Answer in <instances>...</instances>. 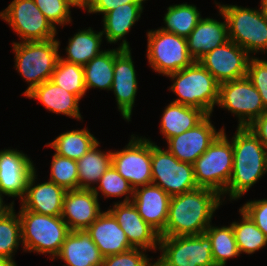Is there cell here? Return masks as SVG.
Wrapping results in <instances>:
<instances>
[{
  "label": "cell",
  "instance_id": "2e32d148",
  "mask_svg": "<svg viewBox=\"0 0 267 266\" xmlns=\"http://www.w3.org/2000/svg\"><path fill=\"white\" fill-rule=\"evenodd\" d=\"M34 170L35 166L27 154L17 149L0 151V195L19 197L22 200L28 178Z\"/></svg>",
  "mask_w": 267,
  "mask_h": 266
},
{
  "label": "cell",
  "instance_id": "52a82bcc",
  "mask_svg": "<svg viewBox=\"0 0 267 266\" xmlns=\"http://www.w3.org/2000/svg\"><path fill=\"white\" fill-rule=\"evenodd\" d=\"M195 181L200 188H209L222 195L231 179L233 146L223 132L194 162Z\"/></svg>",
  "mask_w": 267,
  "mask_h": 266
},
{
  "label": "cell",
  "instance_id": "ee69618b",
  "mask_svg": "<svg viewBox=\"0 0 267 266\" xmlns=\"http://www.w3.org/2000/svg\"><path fill=\"white\" fill-rule=\"evenodd\" d=\"M248 128L256 135L263 146L267 149V111L256 118Z\"/></svg>",
  "mask_w": 267,
  "mask_h": 266
},
{
  "label": "cell",
  "instance_id": "7c38bea8",
  "mask_svg": "<svg viewBox=\"0 0 267 266\" xmlns=\"http://www.w3.org/2000/svg\"><path fill=\"white\" fill-rule=\"evenodd\" d=\"M217 105L235 114L239 127L249 126L267 111L259 92L247 76L219 84Z\"/></svg>",
  "mask_w": 267,
  "mask_h": 266
},
{
  "label": "cell",
  "instance_id": "e0dca14e",
  "mask_svg": "<svg viewBox=\"0 0 267 266\" xmlns=\"http://www.w3.org/2000/svg\"><path fill=\"white\" fill-rule=\"evenodd\" d=\"M108 211L115 217L134 248L149 251L159 249V233L143 220L132 201H119Z\"/></svg>",
  "mask_w": 267,
  "mask_h": 266
},
{
  "label": "cell",
  "instance_id": "603a6c76",
  "mask_svg": "<svg viewBox=\"0 0 267 266\" xmlns=\"http://www.w3.org/2000/svg\"><path fill=\"white\" fill-rule=\"evenodd\" d=\"M224 22L213 18H201L196 27L186 38L189 55L198 61L201 57L229 41L227 22L219 10Z\"/></svg>",
  "mask_w": 267,
  "mask_h": 266
},
{
  "label": "cell",
  "instance_id": "ba28073f",
  "mask_svg": "<svg viewBox=\"0 0 267 266\" xmlns=\"http://www.w3.org/2000/svg\"><path fill=\"white\" fill-rule=\"evenodd\" d=\"M152 183L174 196L193 191L198 187L192 164L179 161L167 149L162 150L151 141Z\"/></svg>",
  "mask_w": 267,
  "mask_h": 266
},
{
  "label": "cell",
  "instance_id": "277c9868",
  "mask_svg": "<svg viewBox=\"0 0 267 266\" xmlns=\"http://www.w3.org/2000/svg\"><path fill=\"white\" fill-rule=\"evenodd\" d=\"M22 246L24 251L50 254L56 259L67 235L71 232L61 216L38 214L21 209Z\"/></svg>",
  "mask_w": 267,
  "mask_h": 266
},
{
  "label": "cell",
  "instance_id": "f6af8a7d",
  "mask_svg": "<svg viewBox=\"0 0 267 266\" xmlns=\"http://www.w3.org/2000/svg\"><path fill=\"white\" fill-rule=\"evenodd\" d=\"M0 266H17L12 260L0 255Z\"/></svg>",
  "mask_w": 267,
  "mask_h": 266
},
{
  "label": "cell",
  "instance_id": "f1b7e54d",
  "mask_svg": "<svg viewBox=\"0 0 267 266\" xmlns=\"http://www.w3.org/2000/svg\"><path fill=\"white\" fill-rule=\"evenodd\" d=\"M102 36V31L96 33L91 27L78 31L69 39L68 46L65 48L67 58L60 56V59L69 63L86 65L103 52L100 50Z\"/></svg>",
  "mask_w": 267,
  "mask_h": 266
},
{
  "label": "cell",
  "instance_id": "4dcf8cb0",
  "mask_svg": "<svg viewBox=\"0 0 267 266\" xmlns=\"http://www.w3.org/2000/svg\"><path fill=\"white\" fill-rule=\"evenodd\" d=\"M98 142L87 128H83L61 133L46 145L53 148L57 155L77 161Z\"/></svg>",
  "mask_w": 267,
  "mask_h": 266
},
{
  "label": "cell",
  "instance_id": "74e56055",
  "mask_svg": "<svg viewBox=\"0 0 267 266\" xmlns=\"http://www.w3.org/2000/svg\"><path fill=\"white\" fill-rule=\"evenodd\" d=\"M49 181L67 190L79 189L77 161L53 155Z\"/></svg>",
  "mask_w": 267,
  "mask_h": 266
},
{
  "label": "cell",
  "instance_id": "d6a6232c",
  "mask_svg": "<svg viewBox=\"0 0 267 266\" xmlns=\"http://www.w3.org/2000/svg\"><path fill=\"white\" fill-rule=\"evenodd\" d=\"M205 234L211 240L212 257L216 266H225L229 258L240 255L232 224L221 227L210 224Z\"/></svg>",
  "mask_w": 267,
  "mask_h": 266
},
{
  "label": "cell",
  "instance_id": "681fc988",
  "mask_svg": "<svg viewBox=\"0 0 267 266\" xmlns=\"http://www.w3.org/2000/svg\"><path fill=\"white\" fill-rule=\"evenodd\" d=\"M151 266H161L156 261Z\"/></svg>",
  "mask_w": 267,
  "mask_h": 266
},
{
  "label": "cell",
  "instance_id": "9a60e30c",
  "mask_svg": "<svg viewBox=\"0 0 267 266\" xmlns=\"http://www.w3.org/2000/svg\"><path fill=\"white\" fill-rule=\"evenodd\" d=\"M207 115L194 128L180 135L167 139V150L179 161L194 164V162L207 150L213 141L223 132H218Z\"/></svg>",
  "mask_w": 267,
  "mask_h": 266
},
{
  "label": "cell",
  "instance_id": "c3c4849f",
  "mask_svg": "<svg viewBox=\"0 0 267 266\" xmlns=\"http://www.w3.org/2000/svg\"><path fill=\"white\" fill-rule=\"evenodd\" d=\"M261 9L267 13V0H261Z\"/></svg>",
  "mask_w": 267,
  "mask_h": 266
},
{
  "label": "cell",
  "instance_id": "30bf717a",
  "mask_svg": "<svg viewBox=\"0 0 267 266\" xmlns=\"http://www.w3.org/2000/svg\"><path fill=\"white\" fill-rule=\"evenodd\" d=\"M161 266H216L212 257L211 240L204 233L191 236L160 237Z\"/></svg>",
  "mask_w": 267,
  "mask_h": 266
},
{
  "label": "cell",
  "instance_id": "e575fe53",
  "mask_svg": "<svg viewBox=\"0 0 267 266\" xmlns=\"http://www.w3.org/2000/svg\"><path fill=\"white\" fill-rule=\"evenodd\" d=\"M21 222L14 212V206L0 214V255L13 260V255L22 243Z\"/></svg>",
  "mask_w": 267,
  "mask_h": 266
},
{
  "label": "cell",
  "instance_id": "44dd1931",
  "mask_svg": "<svg viewBox=\"0 0 267 266\" xmlns=\"http://www.w3.org/2000/svg\"><path fill=\"white\" fill-rule=\"evenodd\" d=\"M171 196L153 183L134 189L132 203L143 220L159 234L165 229Z\"/></svg>",
  "mask_w": 267,
  "mask_h": 266
},
{
  "label": "cell",
  "instance_id": "ffe728a7",
  "mask_svg": "<svg viewBox=\"0 0 267 266\" xmlns=\"http://www.w3.org/2000/svg\"><path fill=\"white\" fill-rule=\"evenodd\" d=\"M36 176L35 169L28 178L20 208L38 214L61 216L66 190L49 180L35 185Z\"/></svg>",
  "mask_w": 267,
  "mask_h": 266
},
{
  "label": "cell",
  "instance_id": "b9f144b4",
  "mask_svg": "<svg viewBox=\"0 0 267 266\" xmlns=\"http://www.w3.org/2000/svg\"><path fill=\"white\" fill-rule=\"evenodd\" d=\"M267 237V199L246 202L240 207Z\"/></svg>",
  "mask_w": 267,
  "mask_h": 266
},
{
  "label": "cell",
  "instance_id": "9c48e42d",
  "mask_svg": "<svg viewBox=\"0 0 267 266\" xmlns=\"http://www.w3.org/2000/svg\"><path fill=\"white\" fill-rule=\"evenodd\" d=\"M147 37V59L155 72L167 76L194 62L186 38L161 29L149 30Z\"/></svg>",
  "mask_w": 267,
  "mask_h": 266
},
{
  "label": "cell",
  "instance_id": "1f68e13d",
  "mask_svg": "<svg viewBox=\"0 0 267 266\" xmlns=\"http://www.w3.org/2000/svg\"><path fill=\"white\" fill-rule=\"evenodd\" d=\"M201 18L195 5L187 3L170 5L163 19L165 26L159 29L187 38Z\"/></svg>",
  "mask_w": 267,
  "mask_h": 266
},
{
  "label": "cell",
  "instance_id": "f546056e",
  "mask_svg": "<svg viewBox=\"0 0 267 266\" xmlns=\"http://www.w3.org/2000/svg\"><path fill=\"white\" fill-rule=\"evenodd\" d=\"M121 48L104 50L83 66L86 90L98 88L111 90L113 84L114 59Z\"/></svg>",
  "mask_w": 267,
  "mask_h": 266
},
{
  "label": "cell",
  "instance_id": "8992f818",
  "mask_svg": "<svg viewBox=\"0 0 267 266\" xmlns=\"http://www.w3.org/2000/svg\"><path fill=\"white\" fill-rule=\"evenodd\" d=\"M227 22L229 40L249 55L267 52V13L237 5L216 3Z\"/></svg>",
  "mask_w": 267,
  "mask_h": 266
},
{
  "label": "cell",
  "instance_id": "d4e9b609",
  "mask_svg": "<svg viewBox=\"0 0 267 266\" xmlns=\"http://www.w3.org/2000/svg\"><path fill=\"white\" fill-rule=\"evenodd\" d=\"M25 97L37 99L52 113L63 114L78 120L82 119L79 110V101L81 99L56 85L51 80L38 85Z\"/></svg>",
  "mask_w": 267,
  "mask_h": 266
},
{
  "label": "cell",
  "instance_id": "d590c367",
  "mask_svg": "<svg viewBox=\"0 0 267 266\" xmlns=\"http://www.w3.org/2000/svg\"><path fill=\"white\" fill-rule=\"evenodd\" d=\"M50 80L80 99L87 92L83 66L79 64L69 63L59 58Z\"/></svg>",
  "mask_w": 267,
  "mask_h": 266
},
{
  "label": "cell",
  "instance_id": "7bdbcfd3",
  "mask_svg": "<svg viewBox=\"0 0 267 266\" xmlns=\"http://www.w3.org/2000/svg\"><path fill=\"white\" fill-rule=\"evenodd\" d=\"M146 0H90L84 10L87 13H101L103 16L117 6L128 3H144Z\"/></svg>",
  "mask_w": 267,
  "mask_h": 266
},
{
  "label": "cell",
  "instance_id": "8fae6325",
  "mask_svg": "<svg viewBox=\"0 0 267 266\" xmlns=\"http://www.w3.org/2000/svg\"><path fill=\"white\" fill-rule=\"evenodd\" d=\"M22 42L55 39L57 28L44 16L34 0H13L0 12Z\"/></svg>",
  "mask_w": 267,
  "mask_h": 266
},
{
  "label": "cell",
  "instance_id": "5bb4252c",
  "mask_svg": "<svg viewBox=\"0 0 267 266\" xmlns=\"http://www.w3.org/2000/svg\"><path fill=\"white\" fill-rule=\"evenodd\" d=\"M250 58L251 55L243 48L229 40L201 57L198 62L221 84L247 76Z\"/></svg>",
  "mask_w": 267,
  "mask_h": 266
},
{
  "label": "cell",
  "instance_id": "5b68a950",
  "mask_svg": "<svg viewBox=\"0 0 267 266\" xmlns=\"http://www.w3.org/2000/svg\"><path fill=\"white\" fill-rule=\"evenodd\" d=\"M60 41L13 42L15 68L29 86L23 92L26 96L35 87L51 79L60 58Z\"/></svg>",
  "mask_w": 267,
  "mask_h": 266
},
{
  "label": "cell",
  "instance_id": "ac0fdd59",
  "mask_svg": "<svg viewBox=\"0 0 267 266\" xmlns=\"http://www.w3.org/2000/svg\"><path fill=\"white\" fill-rule=\"evenodd\" d=\"M130 49H123L114 59L113 84L117 106L124 120L131 121L138 90L136 70Z\"/></svg>",
  "mask_w": 267,
  "mask_h": 266
},
{
  "label": "cell",
  "instance_id": "6da1fadb",
  "mask_svg": "<svg viewBox=\"0 0 267 266\" xmlns=\"http://www.w3.org/2000/svg\"><path fill=\"white\" fill-rule=\"evenodd\" d=\"M221 197L215 190L200 187L171 196L166 226L160 237L204 234L215 210L222 204Z\"/></svg>",
  "mask_w": 267,
  "mask_h": 266
},
{
  "label": "cell",
  "instance_id": "7dc6e473",
  "mask_svg": "<svg viewBox=\"0 0 267 266\" xmlns=\"http://www.w3.org/2000/svg\"><path fill=\"white\" fill-rule=\"evenodd\" d=\"M74 4L77 5L78 8L84 9L87 4L88 0H71Z\"/></svg>",
  "mask_w": 267,
  "mask_h": 266
},
{
  "label": "cell",
  "instance_id": "bcb514c9",
  "mask_svg": "<svg viewBox=\"0 0 267 266\" xmlns=\"http://www.w3.org/2000/svg\"><path fill=\"white\" fill-rule=\"evenodd\" d=\"M14 205V201L11 204H4L3 197L0 195V214L4 213L9 207Z\"/></svg>",
  "mask_w": 267,
  "mask_h": 266
},
{
  "label": "cell",
  "instance_id": "8d00e7d4",
  "mask_svg": "<svg viewBox=\"0 0 267 266\" xmlns=\"http://www.w3.org/2000/svg\"><path fill=\"white\" fill-rule=\"evenodd\" d=\"M93 187V191L97 197L99 196V190L101 194L105 196L104 198L120 197L125 195V199L121 202H131L134 195V188L118 173L113 165H111L100 178L98 188L95 186Z\"/></svg>",
  "mask_w": 267,
  "mask_h": 266
},
{
  "label": "cell",
  "instance_id": "484cf974",
  "mask_svg": "<svg viewBox=\"0 0 267 266\" xmlns=\"http://www.w3.org/2000/svg\"><path fill=\"white\" fill-rule=\"evenodd\" d=\"M143 11V3H128L117 6L114 10L103 16L104 29L102 34L108 43H117L122 38L119 48L130 49L125 35L131 27L139 20Z\"/></svg>",
  "mask_w": 267,
  "mask_h": 266
},
{
  "label": "cell",
  "instance_id": "7a4b0ae2",
  "mask_svg": "<svg viewBox=\"0 0 267 266\" xmlns=\"http://www.w3.org/2000/svg\"><path fill=\"white\" fill-rule=\"evenodd\" d=\"M233 169L225 192L231 200L239 199L267 172V149L247 127L237 126L231 139Z\"/></svg>",
  "mask_w": 267,
  "mask_h": 266
},
{
  "label": "cell",
  "instance_id": "83f0119b",
  "mask_svg": "<svg viewBox=\"0 0 267 266\" xmlns=\"http://www.w3.org/2000/svg\"><path fill=\"white\" fill-rule=\"evenodd\" d=\"M99 142L77 160L79 189L92 190L102 175L112 165V151L98 149Z\"/></svg>",
  "mask_w": 267,
  "mask_h": 266
},
{
  "label": "cell",
  "instance_id": "60d3db41",
  "mask_svg": "<svg viewBox=\"0 0 267 266\" xmlns=\"http://www.w3.org/2000/svg\"><path fill=\"white\" fill-rule=\"evenodd\" d=\"M144 251L147 252L142 248H132L123 253L107 256L102 266H151L153 263Z\"/></svg>",
  "mask_w": 267,
  "mask_h": 266
},
{
  "label": "cell",
  "instance_id": "d6986e66",
  "mask_svg": "<svg viewBox=\"0 0 267 266\" xmlns=\"http://www.w3.org/2000/svg\"><path fill=\"white\" fill-rule=\"evenodd\" d=\"M97 195L92 190H67L61 218L70 231L86 230L102 213Z\"/></svg>",
  "mask_w": 267,
  "mask_h": 266
},
{
  "label": "cell",
  "instance_id": "cb8c5ba5",
  "mask_svg": "<svg viewBox=\"0 0 267 266\" xmlns=\"http://www.w3.org/2000/svg\"><path fill=\"white\" fill-rule=\"evenodd\" d=\"M63 266H102L104 257L90 235L83 231H71L56 256Z\"/></svg>",
  "mask_w": 267,
  "mask_h": 266
},
{
  "label": "cell",
  "instance_id": "4fadbf2b",
  "mask_svg": "<svg viewBox=\"0 0 267 266\" xmlns=\"http://www.w3.org/2000/svg\"><path fill=\"white\" fill-rule=\"evenodd\" d=\"M112 165L136 189L152 183L151 141L131 135L121 151H112Z\"/></svg>",
  "mask_w": 267,
  "mask_h": 266
},
{
  "label": "cell",
  "instance_id": "836d02e7",
  "mask_svg": "<svg viewBox=\"0 0 267 266\" xmlns=\"http://www.w3.org/2000/svg\"><path fill=\"white\" fill-rule=\"evenodd\" d=\"M239 213L241 222L231 223L239 252L253 254L267 245V237L243 210L239 209Z\"/></svg>",
  "mask_w": 267,
  "mask_h": 266
},
{
  "label": "cell",
  "instance_id": "4316f807",
  "mask_svg": "<svg viewBox=\"0 0 267 266\" xmlns=\"http://www.w3.org/2000/svg\"><path fill=\"white\" fill-rule=\"evenodd\" d=\"M206 116L200 109L170 102L162 113L160 132L167 140L194 128Z\"/></svg>",
  "mask_w": 267,
  "mask_h": 266
},
{
  "label": "cell",
  "instance_id": "7402d4cb",
  "mask_svg": "<svg viewBox=\"0 0 267 266\" xmlns=\"http://www.w3.org/2000/svg\"><path fill=\"white\" fill-rule=\"evenodd\" d=\"M103 257L116 255L134 248L115 217L107 210L86 229Z\"/></svg>",
  "mask_w": 267,
  "mask_h": 266
},
{
  "label": "cell",
  "instance_id": "f35d334b",
  "mask_svg": "<svg viewBox=\"0 0 267 266\" xmlns=\"http://www.w3.org/2000/svg\"><path fill=\"white\" fill-rule=\"evenodd\" d=\"M36 6L41 10L44 16L51 24L65 26L70 23L71 11L70 8L77 7L71 0H34Z\"/></svg>",
  "mask_w": 267,
  "mask_h": 266
},
{
  "label": "cell",
  "instance_id": "ab89813d",
  "mask_svg": "<svg viewBox=\"0 0 267 266\" xmlns=\"http://www.w3.org/2000/svg\"><path fill=\"white\" fill-rule=\"evenodd\" d=\"M247 77L259 92L264 107L267 109V60L251 56Z\"/></svg>",
  "mask_w": 267,
  "mask_h": 266
},
{
  "label": "cell",
  "instance_id": "3957f363",
  "mask_svg": "<svg viewBox=\"0 0 267 266\" xmlns=\"http://www.w3.org/2000/svg\"><path fill=\"white\" fill-rule=\"evenodd\" d=\"M174 81L171 91L178 96L173 102L202 110L211 115L218 102L219 83L198 61L167 75Z\"/></svg>",
  "mask_w": 267,
  "mask_h": 266
}]
</instances>
